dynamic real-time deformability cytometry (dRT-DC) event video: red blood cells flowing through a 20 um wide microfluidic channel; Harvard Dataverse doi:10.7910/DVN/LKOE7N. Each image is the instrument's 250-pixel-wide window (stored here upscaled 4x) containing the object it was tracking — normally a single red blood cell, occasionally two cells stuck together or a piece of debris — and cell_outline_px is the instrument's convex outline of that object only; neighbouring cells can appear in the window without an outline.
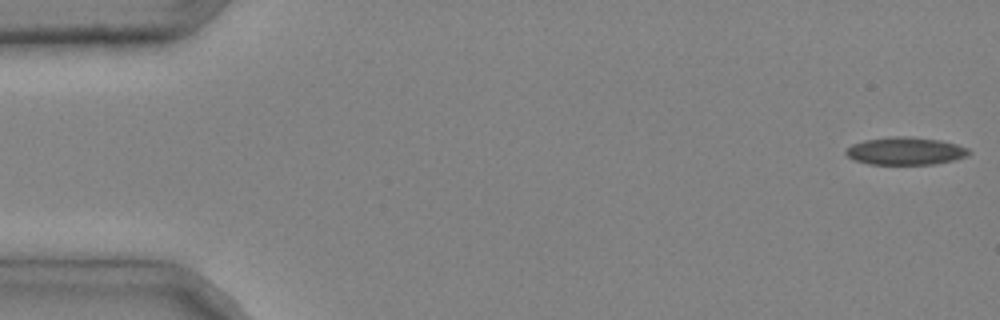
{"species": "common noctule bat (a hibernating species)", "species_latin": "Nyctalus noctula", "temperature_condition": "cold", "stored_images_in_passage": 4, "camera_frame_rate_fps": 3000, "um_per_image_px": 0.085, "animal": {"sex": "male", "body_mass_g": 20.4}, "frame": {"image": 1, "passage_image": 1, "time_ms": 0.0, "image_size_px": [1000, 320], "cell_outline_px": [[972, 152], [968, 156], [956, 160], [932, 164], [868, 164], [856, 160], [848, 156], [844, 152], [852, 144], [864, 140], [896, 136], [908, 136], [940, 140], [956, 144], [968, 148]], "centroid_in_image_um": [77.0, 12.83], "position_along_channel_um": 8.0, "area_um2": 19.83}}
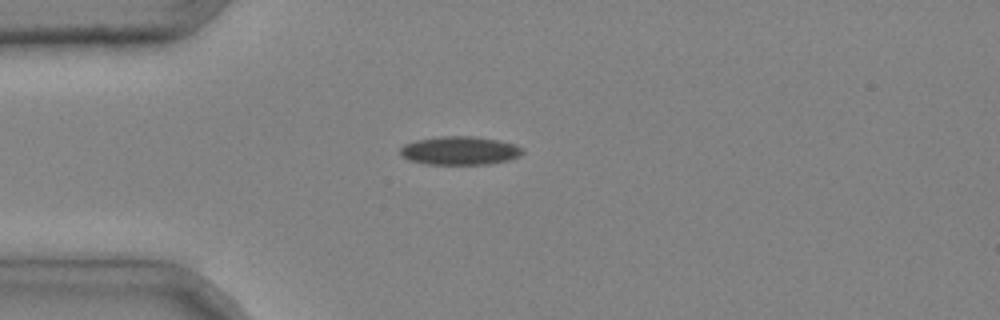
{"frame": {"image": 2, "passage_image": 4, "time_ms": 1.0, "image_size_px": [1000, 320], "cell_outline_px": [[524, 152], [520, 156], [508, 160], [488, 164], [428, 164], [408, 160], [400, 156], [400, 148], [404, 144], [416, 140], [440, 136], [472, 136], [500, 140], [516, 144], [524, 148]], "centroid_in_image_um": [39.1, 12.8], "position_along_channel_um": 45.9, "area_um2": 20.52}}